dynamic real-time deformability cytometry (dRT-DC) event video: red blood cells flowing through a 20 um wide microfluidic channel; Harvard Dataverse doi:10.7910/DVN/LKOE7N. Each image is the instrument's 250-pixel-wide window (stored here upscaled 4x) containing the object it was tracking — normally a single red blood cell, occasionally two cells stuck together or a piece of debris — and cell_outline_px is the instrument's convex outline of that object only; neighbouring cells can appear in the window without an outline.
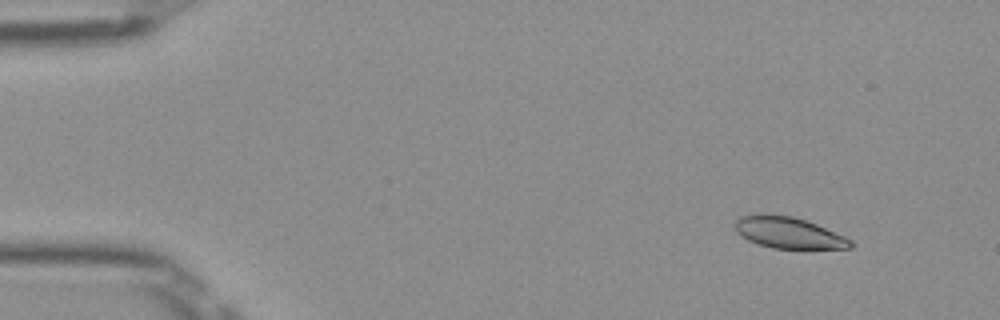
{"species": "Egyptian fruit bat (a non-hibernating species)", "species_latin": "Rousettus aegyptiacus", "temperature_condition": "room temperature", "stored_images_in_passage": 10, "camera_frame_rate_fps": 3000, "um_per_image_px": 0.085, "frame": {"image": 1, "passage_image": 1, "time_ms": 0.0, "image_size_px": [1000, 320], "cell_outline_px": [[856, 244], [852, 248], [772, 248], [756, 244], [748, 240], [736, 232], [732, 224], [740, 216], [756, 212], [768, 212], [792, 216], [816, 224], [844, 236], [852, 240]], "centroid_in_image_um": [66.95, 19.75], "position_along_channel_um": 18.0, "area_um2": 21.56}}